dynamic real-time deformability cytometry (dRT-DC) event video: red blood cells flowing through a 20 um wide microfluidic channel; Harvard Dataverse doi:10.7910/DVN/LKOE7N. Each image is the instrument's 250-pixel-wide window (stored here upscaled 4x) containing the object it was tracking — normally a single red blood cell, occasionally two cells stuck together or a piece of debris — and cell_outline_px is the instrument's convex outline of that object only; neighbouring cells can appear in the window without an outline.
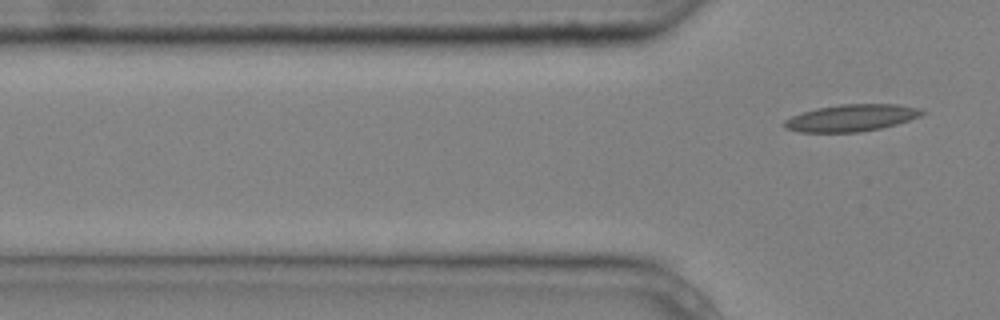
{"species": "common noctule bat (a hibernating species)", "species_latin": "Nyctalus noctula", "temperature_condition": "cold", "stored_images_in_passage": 7, "segment_of_instrument_passage": [2, 2], "camera_frame_rate_fps": 3000, "um_per_image_px": 0.085, "animal": {"sex": "male", "body_mass_g": 20.4}, "frame": {"image": 1, "passage_image": 7, "time_ms": 2.0, "image_size_px": [1000, 320], "cell_outline_px": [[928, 112], [920, 116], [896, 124], [880, 128], [860, 132], [800, 132], [784, 128], [784, 120], [792, 116], [816, 108], [840, 104], [900, 104], [920, 108]], "centroid_in_image_um": [72.39, 10.01], "position_along_channel_um": 53.4, "area_um2": 21.62}}